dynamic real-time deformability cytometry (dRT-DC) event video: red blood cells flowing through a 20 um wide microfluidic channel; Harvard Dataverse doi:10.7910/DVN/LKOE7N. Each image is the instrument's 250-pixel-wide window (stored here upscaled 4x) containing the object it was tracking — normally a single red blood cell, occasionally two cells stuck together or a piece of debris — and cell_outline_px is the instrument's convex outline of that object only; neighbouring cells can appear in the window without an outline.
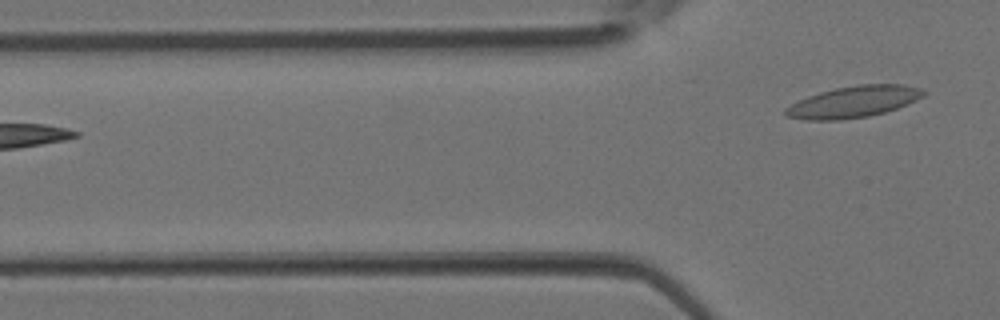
{"species": "Egyptian fruit bat (a non-hibernating species)", "species_latin": "Rousettus aegyptiacus", "temperature_condition": "room temperature", "stored_images_in_passage": 3, "camera_frame_rate_fps": 3000, "um_per_image_px": 0.085, "animal": {"sex": "female"}, "frame": {"image": 1, "passage_image": 3, "time_ms": 0.667, "image_size_px": [1000, 320], "cell_outline_px": [[928, 92], [924, 96], [916, 100], [896, 108], [884, 112], [868, 116], [840, 120], [808, 120], [784, 116], [784, 108], [808, 96], [820, 92], [836, 88], [856, 84], [904, 84], [924, 88]], "centroid_in_image_um": [72.58, 8.64], "position_along_channel_um": 53.2, "area_um2": 25.37}}